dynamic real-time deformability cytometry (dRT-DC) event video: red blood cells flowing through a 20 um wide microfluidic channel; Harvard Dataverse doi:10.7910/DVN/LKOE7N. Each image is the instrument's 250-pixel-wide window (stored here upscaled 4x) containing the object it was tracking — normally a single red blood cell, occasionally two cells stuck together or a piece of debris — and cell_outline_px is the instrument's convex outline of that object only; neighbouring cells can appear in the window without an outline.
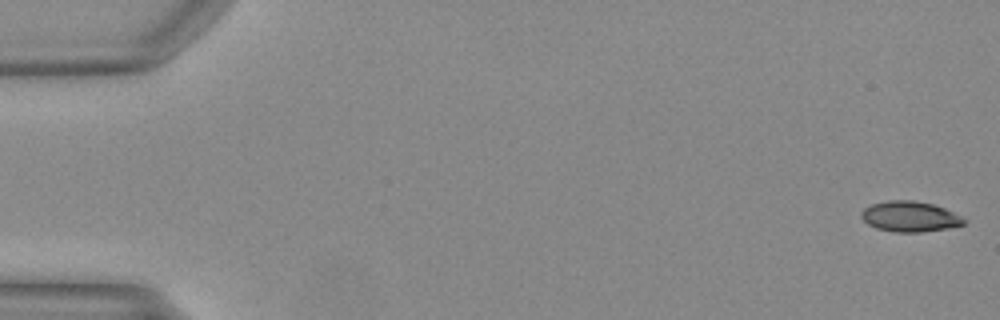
{"species": "Egyptian fruit bat (a non-hibernating species)", "species_latin": "Rousettus aegyptiacus", "temperature_condition": "warm", "stored_images_in_passage": 9, "camera_frame_rate_fps": 3000, "um_per_image_px": 0.085, "animal": {"sex": "female"}, "frame": {"image": 1, "passage_image": 1, "time_ms": 0.0, "image_size_px": [1000, 320], "cell_outline_px": [[968, 220], [964, 224], [948, 228], [920, 232], [896, 232], [876, 228], [868, 224], [860, 216], [860, 212], [864, 208], [872, 204], [888, 200], [916, 200], [932, 204], [944, 208]], "centroid_in_image_um": [77.32, 18.4], "position_along_channel_um": 7.7, "area_um2": 18.21}}